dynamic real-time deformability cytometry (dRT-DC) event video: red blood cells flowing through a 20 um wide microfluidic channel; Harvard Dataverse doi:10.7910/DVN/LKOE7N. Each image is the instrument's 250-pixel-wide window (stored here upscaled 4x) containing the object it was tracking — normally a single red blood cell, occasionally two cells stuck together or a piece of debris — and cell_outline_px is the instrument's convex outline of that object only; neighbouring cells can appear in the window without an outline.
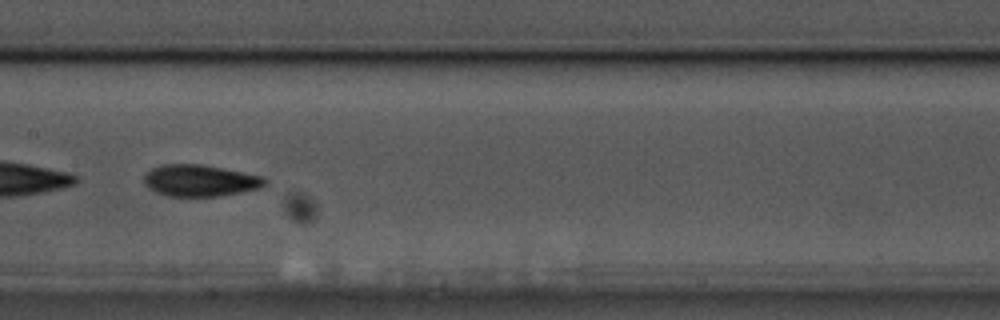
{"species": "common noctule bat (a hibernating species)", "species_latin": "Nyctalus noctula", "temperature_condition": "cold", "stored_images_in_passage": 49, "camera_frame_rate_fps": 3000, "um_per_image_px": 0.085, "animal": {"sex": "male", "body_mass_g": 17.5, "forearm_length_mm": 52.3}, "frame": {"image": 1, "passage_image": 22, "time_ms": 7.0, "image_size_px": [1000, 320], "cell_outline_px": [[268, 184], [260, 188], [220, 196], [168, 196], [156, 192], [148, 188], [144, 184], [144, 172], [160, 164], [200, 164], [244, 172], [264, 176], [268, 180]], "centroid_in_image_um": [17.0, 15.34], "position_along_channel_um": 190.4, "area_um2": 22.54}, "authors_computed_cell_mechanics": {"area_um2": 22.3108, "velocity_mm_per_s": 3.5713, "shape_relaxation_time_tau1_ms": 5.0333, "shape_relaxation_time_tau2_ms": 2.7619, "deformation_change_tau1": 0.1437, "deformation_change_tau2": 0.0847}}